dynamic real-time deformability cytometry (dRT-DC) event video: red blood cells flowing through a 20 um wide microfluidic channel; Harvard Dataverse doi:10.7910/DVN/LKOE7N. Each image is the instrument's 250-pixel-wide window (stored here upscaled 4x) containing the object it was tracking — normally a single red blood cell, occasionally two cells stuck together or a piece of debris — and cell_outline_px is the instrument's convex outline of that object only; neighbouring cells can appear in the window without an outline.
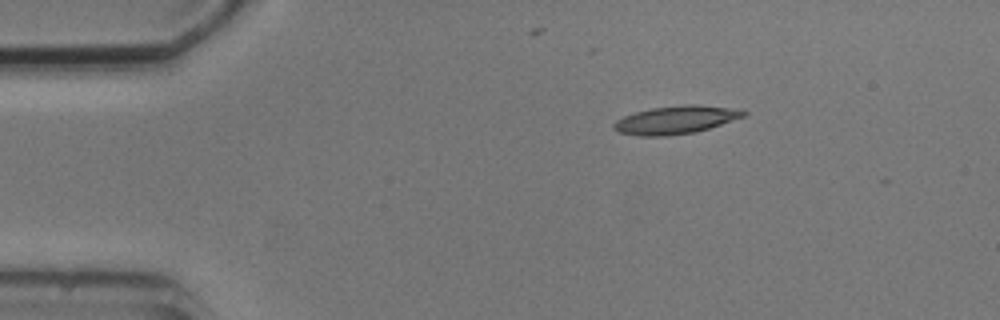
{"species": "common noctule bat (a hibernating species)", "species_latin": "Nyctalus noctula", "temperature_condition": "cold", "stored_images_in_passage": 3, "camera_frame_rate_fps": 3000, "um_per_image_px": 0.085, "animal": {"sex": "male", "body_mass_g": 20.5, "forearm_length_mm": 52.5}, "frame": {"image": 1, "passage_image": 2, "time_ms": 1.667, "image_size_px": [1000, 320], "cell_outline_px": [[748, 112], [744, 116], [696, 132], [668, 136], [640, 136], [620, 132], [612, 128], [612, 124], [616, 120], [624, 116], [636, 112], [652, 108], [684, 104], [696, 104], [740, 108]], "centroid_in_image_um": [57.45, 10.18], "position_along_channel_um": 27.5, "area_um2": 21.27}}